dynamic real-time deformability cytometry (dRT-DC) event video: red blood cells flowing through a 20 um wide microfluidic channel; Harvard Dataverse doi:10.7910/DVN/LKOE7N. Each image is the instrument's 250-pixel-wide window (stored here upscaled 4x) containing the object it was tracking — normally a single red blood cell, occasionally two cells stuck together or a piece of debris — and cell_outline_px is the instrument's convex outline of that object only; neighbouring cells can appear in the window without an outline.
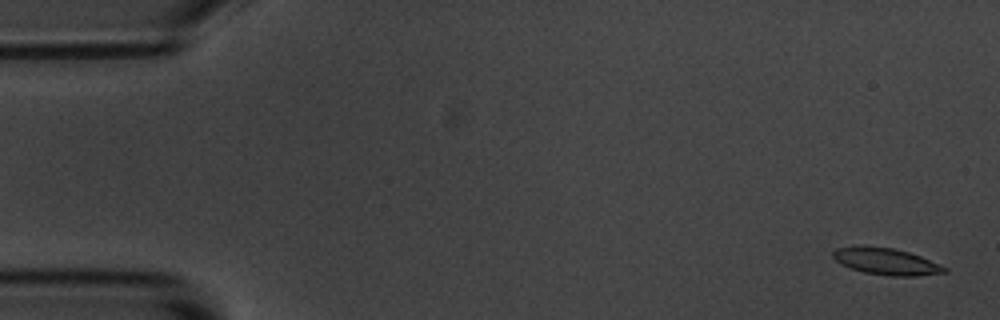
{"species": "common noctule bat (a hibernating species)", "species_latin": "Nyctalus noctula", "temperature_condition": "room temperature", "stored_images_in_passage": 5, "camera_frame_rate_fps": 3000, "um_per_image_px": 0.085, "animal": {"sex": "male", "body_mass_g": 20.1, "forearm_length_mm": 53.5}, "frame": {"image": 1, "passage_image": 1, "time_ms": 0.0, "image_size_px": [1000, 320], "cell_outline_px": [[948, 272], [916, 276], [888, 276], [864, 272], [840, 264], [832, 256], [832, 252], [836, 248], [860, 244], [892, 248], [908, 252], [920, 256], [948, 268]], "centroid_in_image_um": [75.29, 22.2], "position_along_channel_um": 9.7, "area_um2": 17.51}}
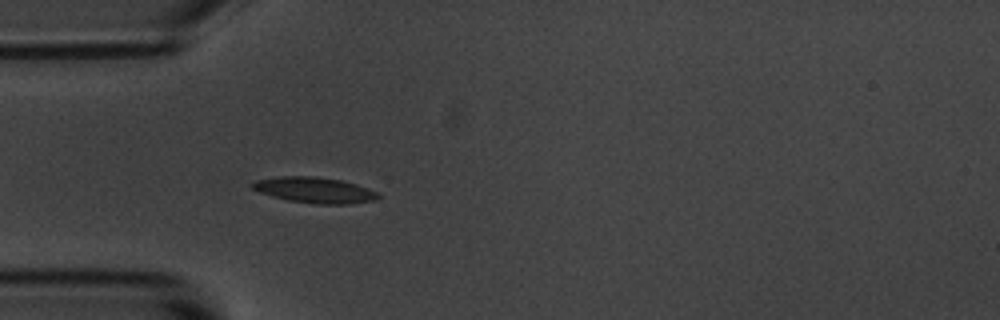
{"frame": {"image": 2, "passage_image": 5, "time_ms": 4.667, "image_size_px": [1000, 320], "cell_outline_px": [[380, 196], [376, 200], [348, 204], [316, 204], [288, 200], [272, 196], [260, 192], [252, 188], [248, 184], [256, 180], [280, 176], [316, 176], [340, 180], [356, 184], [380, 192]], "centroid_in_image_um": [26.75, 16.15], "position_along_channel_um": 58.2, "area_um2": 19.02}}